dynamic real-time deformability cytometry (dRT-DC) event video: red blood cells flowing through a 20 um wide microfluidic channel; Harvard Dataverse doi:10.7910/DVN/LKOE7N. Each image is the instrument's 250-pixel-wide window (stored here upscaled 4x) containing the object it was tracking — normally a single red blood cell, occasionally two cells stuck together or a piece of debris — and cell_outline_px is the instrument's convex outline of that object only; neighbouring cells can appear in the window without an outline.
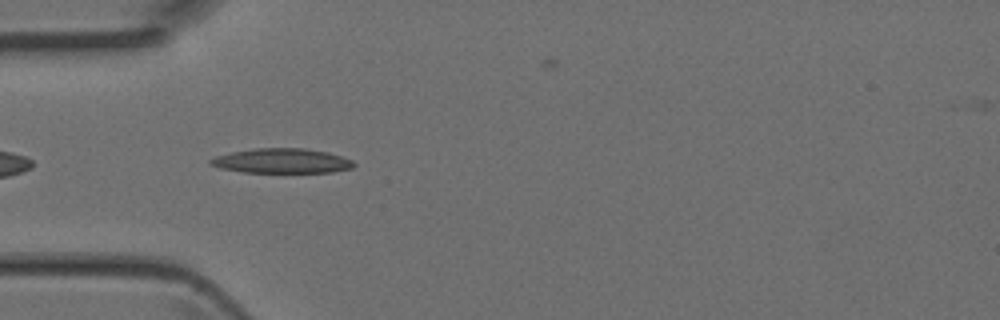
{"species": "Egyptian fruit bat (a non-hibernating species)", "species_latin": "Rousettus aegyptiacus", "temperature_condition": "room temperature", "stored_images_in_passage": 3, "camera_frame_rate_fps": 3000, "um_per_image_px": 0.085, "animal": {"sex": "female"}, "frame": {"image": 1, "passage_image": 3, "time_ms": 0.667, "image_size_px": [1000, 320], "cell_outline_px": [[356, 164], [352, 168], [332, 172], [244, 172], [220, 168], [208, 164], [208, 160], [216, 156], [232, 152], [256, 148], [304, 148], [328, 152], [352, 160]], "centroid_in_image_um": [23.95, 13.67], "position_along_channel_um": 61.1, "area_um2": 20.58}}